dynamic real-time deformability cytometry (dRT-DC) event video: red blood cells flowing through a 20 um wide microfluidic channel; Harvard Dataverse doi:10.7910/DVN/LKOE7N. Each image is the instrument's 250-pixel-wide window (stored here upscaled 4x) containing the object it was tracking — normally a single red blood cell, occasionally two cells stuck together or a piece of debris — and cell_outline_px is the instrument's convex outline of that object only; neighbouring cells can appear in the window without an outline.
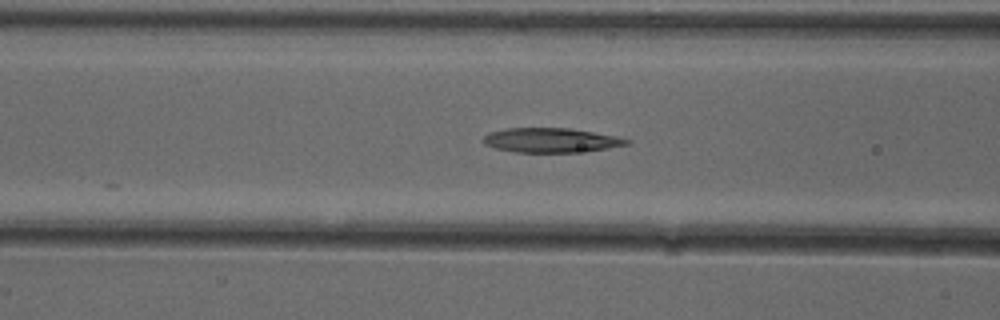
{"species": "common noctule bat (a hibernating species)", "species_latin": "Nyctalus noctula", "temperature_condition": "cold", "stored_images_in_passage": 26, "camera_frame_rate_fps": 3000, "um_per_image_px": 0.085, "animal": {"sex": "female"}, "frame": {"image": 1, "passage_image": 22, "time_ms": 7.0, "image_size_px": [1000, 320], "cell_outline_px": [[632, 144], [608, 148], [576, 152], [516, 152], [492, 148], [484, 144], [480, 140], [488, 132], [508, 128], [572, 128], [616, 136], [632, 140]], "centroid_in_image_um": [46.82, 11.91], "position_along_channel_um": 119.8, "area_um2": 20.69}}
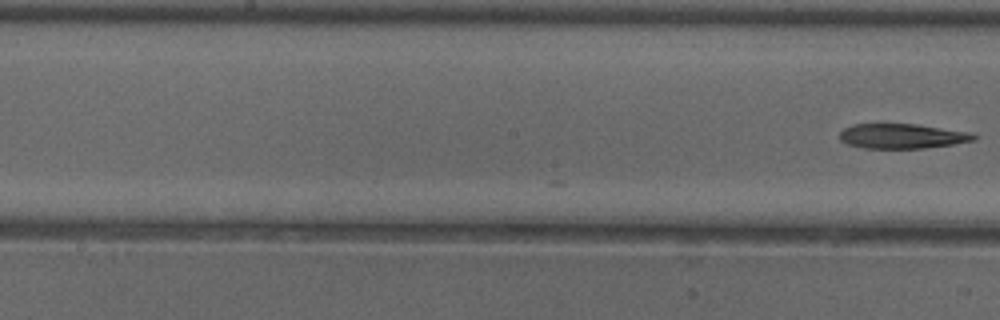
{"frame": {"image": 2, "passage_image": 26, "time_ms": 8.333, "image_size_px": [1000, 320], "cell_outline_px": [[976, 140], [952, 144], [924, 148], [860, 148], [848, 144], [840, 140], [840, 132], [844, 128], [852, 124], [916, 124], [972, 132], [976, 136]], "centroid_in_image_um": [76.67, 11.57], "position_along_channel_um": 171.5, "area_um2": 19.42}}